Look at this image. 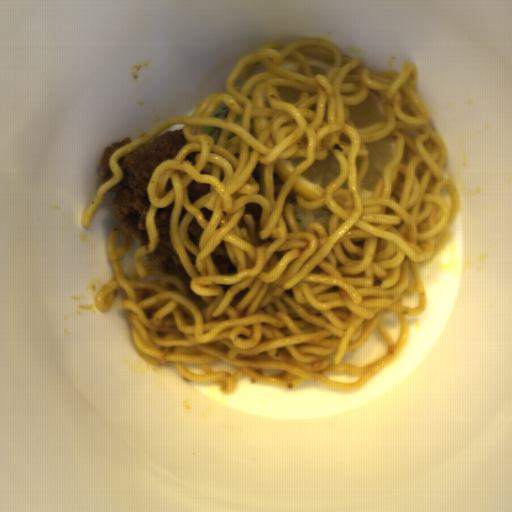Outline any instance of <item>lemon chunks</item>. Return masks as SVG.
Returning a JSON list of instances; mask_svg holds the SVG:
<instances>
[{
    "instance_id": "lemon-chunks-5",
    "label": "lemon chunks",
    "mask_w": 512,
    "mask_h": 512,
    "mask_svg": "<svg viewBox=\"0 0 512 512\" xmlns=\"http://www.w3.org/2000/svg\"><path fill=\"white\" fill-rule=\"evenodd\" d=\"M252 109H265L270 107L268 95H267V83L263 81H259L255 83L251 99H250Z\"/></svg>"
},
{
    "instance_id": "lemon-chunks-4",
    "label": "lemon chunks",
    "mask_w": 512,
    "mask_h": 512,
    "mask_svg": "<svg viewBox=\"0 0 512 512\" xmlns=\"http://www.w3.org/2000/svg\"><path fill=\"white\" fill-rule=\"evenodd\" d=\"M303 158H284L274 164L273 173L280 181L287 182L296 172Z\"/></svg>"
},
{
    "instance_id": "lemon-chunks-2",
    "label": "lemon chunks",
    "mask_w": 512,
    "mask_h": 512,
    "mask_svg": "<svg viewBox=\"0 0 512 512\" xmlns=\"http://www.w3.org/2000/svg\"><path fill=\"white\" fill-rule=\"evenodd\" d=\"M363 146L366 152L367 171L359 193L361 200L374 198L382 175L399 148L393 134Z\"/></svg>"
},
{
    "instance_id": "lemon-chunks-1",
    "label": "lemon chunks",
    "mask_w": 512,
    "mask_h": 512,
    "mask_svg": "<svg viewBox=\"0 0 512 512\" xmlns=\"http://www.w3.org/2000/svg\"><path fill=\"white\" fill-rule=\"evenodd\" d=\"M341 169L337 155L329 153L325 160H314L294 181L291 190L299 194L302 203H316L326 193Z\"/></svg>"
},
{
    "instance_id": "lemon-chunks-6",
    "label": "lemon chunks",
    "mask_w": 512,
    "mask_h": 512,
    "mask_svg": "<svg viewBox=\"0 0 512 512\" xmlns=\"http://www.w3.org/2000/svg\"><path fill=\"white\" fill-rule=\"evenodd\" d=\"M306 60L308 62V65H309L312 75L327 73L332 68L330 62H328L322 58H315V57L308 56L306 58Z\"/></svg>"
},
{
    "instance_id": "lemon-chunks-3",
    "label": "lemon chunks",
    "mask_w": 512,
    "mask_h": 512,
    "mask_svg": "<svg viewBox=\"0 0 512 512\" xmlns=\"http://www.w3.org/2000/svg\"><path fill=\"white\" fill-rule=\"evenodd\" d=\"M350 119L360 128H370L380 121H388V111L376 89H369L363 102L357 106L348 104Z\"/></svg>"
}]
</instances>
